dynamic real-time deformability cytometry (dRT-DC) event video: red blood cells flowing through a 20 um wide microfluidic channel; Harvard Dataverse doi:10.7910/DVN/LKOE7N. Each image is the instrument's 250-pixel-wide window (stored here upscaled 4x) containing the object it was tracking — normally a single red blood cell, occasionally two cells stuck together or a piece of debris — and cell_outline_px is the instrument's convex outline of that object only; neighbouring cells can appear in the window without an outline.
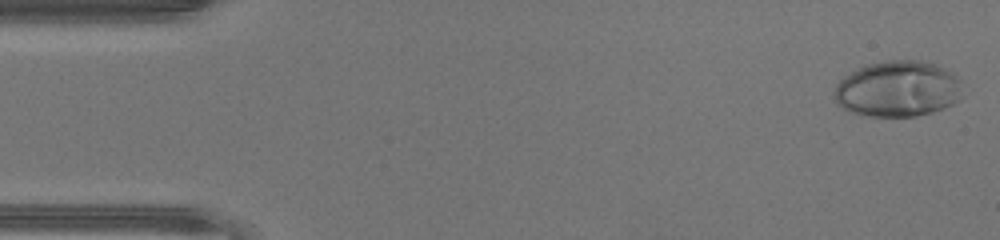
{"species": "human", "species_latin": "Homo sapiens", "temperature_condition": "warm", "stored_images_in_passage": 46, "camera_frame_rate_fps": 3000, "um_per_image_px": 0.085, "donor": {"sex": "male"}, "frame": {"image": 1, "passage_image": 1, "time_ms": 0.0, "image_size_px": [1000, 240], "cell_outline_px": [[964, 96], [960, 100], [944, 108], [932, 112], [916, 116], [860, 116], [844, 108], [836, 100], [836, 84], [844, 76], [868, 64], [888, 60], [920, 60], [936, 64], [952, 72], [960, 80]], "centroid_in_image_um": [76.38, 7.56], "position_along_channel_um": 8.6, "area_um2": 41.91}}
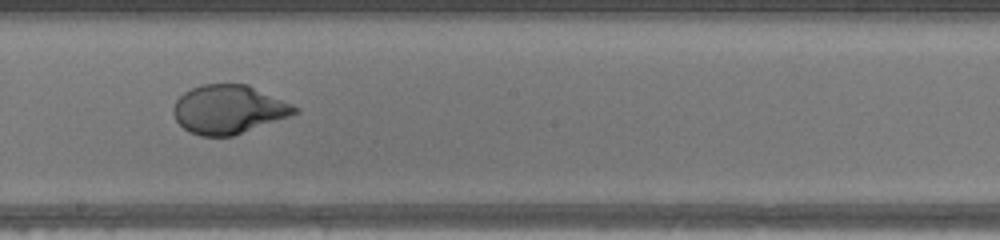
{"frame": {"image": 2, "passage_image": 25, "time_ms": 8.0, "image_size_px": [1000, 240], "cell_outline_px": [[300, 112], [232, 136], [200, 136], [188, 132], [176, 120], [172, 112], [172, 108], [176, 100], [184, 92], [200, 84], [248, 84], [292, 104], [300, 108]], "centroid_in_image_um": [19.41, 9.29], "position_along_channel_um": 228.8, "area_um2": 34.39}}
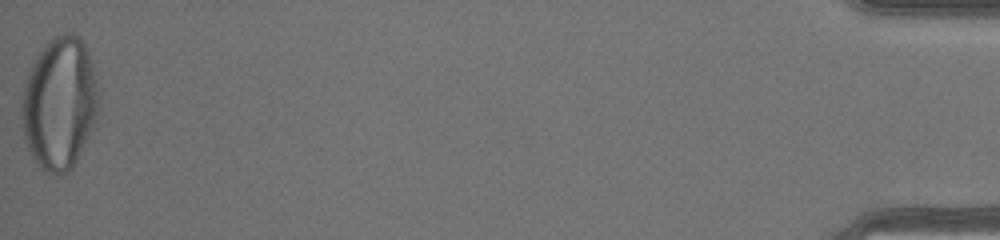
{"frame": {"image": 3, "passage_image": 46, "time_ms": 15.0, "image_size_px": [1000, 240], "cell_outline_px": [[100, 112], [72, 168], [68, 172], [52, 176], [44, 172], [40, 168], [32, 156], [28, 148], [24, 136], [20, 116], [20, 112], [24, 84], [28, 72], [32, 64], [44, 44], [52, 36], [64, 32], [76, 32], [84, 44], [92, 68], [100, 100]], "centroid_in_image_um": [5.04, 8.79], "position_along_channel_um": 430.2, "area_um2": 59.77}, "authors_computed_cell_mechanics": {"area_um2": 39.2751, "velocity_mm_per_s": 4.4366, "shape_relaxation_time_tau1_ms": 5.7408, "shape_relaxation_time_tau2_ms": null, "deformation_change_tau1": 0.3228, "deformation_change_tau2": null}}